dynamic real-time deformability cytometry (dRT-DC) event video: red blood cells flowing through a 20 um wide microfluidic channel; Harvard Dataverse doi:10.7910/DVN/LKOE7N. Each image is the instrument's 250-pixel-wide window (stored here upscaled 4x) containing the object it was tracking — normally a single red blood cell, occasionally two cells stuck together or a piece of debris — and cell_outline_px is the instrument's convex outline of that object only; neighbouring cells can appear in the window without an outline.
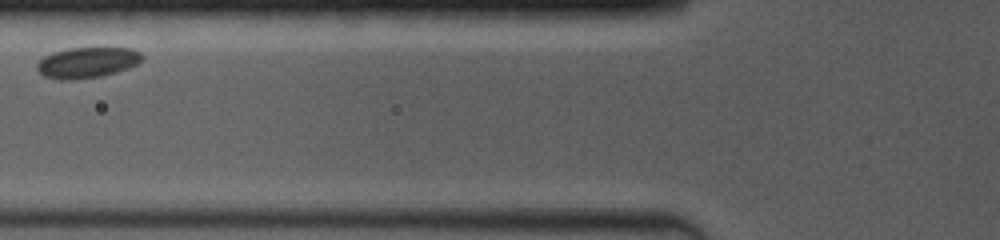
{"species": "common noctule bat (a hibernating species)", "species_latin": "Nyctalus noctula", "temperature_condition": "room temperature", "stored_images_in_passage": 5, "camera_frame_rate_fps": 4000, "um_per_image_px": 0.085, "animal": {"sex": "female", "body_mass_g": 19.0, "forearm_length_mm": 53.3}, "frame": {"image": 1, "passage_image": 3, "time_ms": 1.75, "image_size_px": [1000, 240], "cell_outline_px": [[144, 56], [136, 64], [128, 68], [116, 72], [100, 76], [72, 80], [60, 80], [44, 76], [36, 68], [36, 64], [44, 56], [52, 52], [68, 48], [132, 48], [140, 52]], "centroid_in_image_um": [7.39, 5.31], "position_along_channel_um": 118.4, "area_um2": 18.79}}